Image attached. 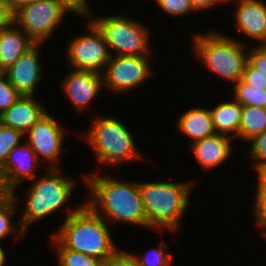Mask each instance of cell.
Returning <instances> with one entry per match:
<instances>
[{"instance_id":"1","label":"cell","mask_w":266,"mask_h":266,"mask_svg":"<svg viewBox=\"0 0 266 266\" xmlns=\"http://www.w3.org/2000/svg\"><path fill=\"white\" fill-rule=\"evenodd\" d=\"M84 179L91 196L85 203L105 221L147 227L139 182H121L96 174L84 176Z\"/></svg>"},{"instance_id":"2","label":"cell","mask_w":266,"mask_h":266,"mask_svg":"<svg viewBox=\"0 0 266 266\" xmlns=\"http://www.w3.org/2000/svg\"><path fill=\"white\" fill-rule=\"evenodd\" d=\"M52 236L66 249L105 260L118 249L105 220L86 203L69 211Z\"/></svg>"},{"instance_id":"3","label":"cell","mask_w":266,"mask_h":266,"mask_svg":"<svg viewBox=\"0 0 266 266\" xmlns=\"http://www.w3.org/2000/svg\"><path fill=\"white\" fill-rule=\"evenodd\" d=\"M191 183L145 182L139 183L147 227L150 229L178 230L189 205ZM163 226V227H162Z\"/></svg>"},{"instance_id":"4","label":"cell","mask_w":266,"mask_h":266,"mask_svg":"<svg viewBox=\"0 0 266 266\" xmlns=\"http://www.w3.org/2000/svg\"><path fill=\"white\" fill-rule=\"evenodd\" d=\"M213 31L195 34L193 37L196 58L206 65V69L222 78L237 83L242 79L248 53L244 43Z\"/></svg>"},{"instance_id":"5","label":"cell","mask_w":266,"mask_h":266,"mask_svg":"<svg viewBox=\"0 0 266 266\" xmlns=\"http://www.w3.org/2000/svg\"><path fill=\"white\" fill-rule=\"evenodd\" d=\"M43 177H36L26 192V205L19 222L25 232L36 220L45 218L65 206L76 185V180L59 174L58 168H49Z\"/></svg>"},{"instance_id":"6","label":"cell","mask_w":266,"mask_h":266,"mask_svg":"<svg viewBox=\"0 0 266 266\" xmlns=\"http://www.w3.org/2000/svg\"><path fill=\"white\" fill-rule=\"evenodd\" d=\"M93 148L95 157L103 165H118L121 161L141 159L135 141L126 126L115 118L99 116L91 129L82 135ZM105 163V164H104Z\"/></svg>"},{"instance_id":"7","label":"cell","mask_w":266,"mask_h":266,"mask_svg":"<svg viewBox=\"0 0 266 266\" xmlns=\"http://www.w3.org/2000/svg\"><path fill=\"white\" fill-rule=\"evenodd\" d=\"M91 21L103 34L108 48L117 50L114 55L148 56L150 31L135 19L114 15Z\"/></svg>"},{"instance_id":"8","label":"cell","mask_w":266,"mask_h":266,"mask_svg":"<svg viewBox=\"0 0 266 266\" xmlns=\"http://www.w3.org/2000/svg\"><path fill=\"white\" fill-rule=\"evenodd\" d=\"M67 12L72 11L58 0H36L19 5L13 12V23L19 25L35 44H43Z\"/></svg>"},{"instance_id":"9","label":"cell","mask_w":266,"mask_h":266,"mask_svg":"<svg viewBox=\"0 0 266 266\" xmlns=\"http://www.w3.org/2000/svg\"><path fill=\"white\" fill-rule=\"evenodd\" d=\"M89 33H84L70 41L67 51L69 66L77 70L102 74L104 66L109 62L112 52L105 42L103 34L91 21L88 23ZM111 53V54H110Z\"/></svg>"},{"instance_id":"10","label":"cell","mask_w":266,"mask_h":266,"mask_svg":"<svg viewBox=\"0 0 266 266\" xmlns=\"http://www.w3.org/2000/svg\"><path fill=\"white\" fill-rule=\"evenodd\" d=\"M104 70V87L115 93L133 90L153 74L148 56L111 55Z\"/></svg>"},{"instance_id":"11","label":"cell","mask_w":266,"mask_h":266,"mask_svg":"<svg viewBox=\"0 0 266 266\" xmlns=\"http://www.w3.org/2000/svg\"><path fill=\"white\" fill-rule=\"evenodd\" d=\"M59 122L46 113L43 115L29 130L26 143L35 152L37 158L42 156L48 160L51 165L49 168H57L54 166L58 161L63 149V140L65 133Z\"/></svg>"},{"instance_id":"12","label":"cell","mask_w":266,"mask_h":266,"mask_svg":"<svg viewBox=\"0 0 266 266\" xmlns=\"http://www.w3.org/2000/svg\"><path fill=\"white\" fill-rule=\"evenodd\" d=\"M38 166V158L31 147L25 145L16 146L8 155V158L0 170V192L15 193V189L25 179L37 177L34 171Z\"/></svg>"},{"instance_id":"13","label":"cell","mask_w":266,"mask_h":266,"mask_svg":"<svg viewBox=\"0 0 266 266\" xmlns=\"http://www.w3.org/2000/svg\"><path fill=\"white\" fill-rule=\"evenodd\" d=\"M39 46L40 44H35L5 70L9 83L21 95L35 96L34 90L42 78Z\"/></svg>"},{"instance_id":"14","label":"cell","mask_w":266,"mask_h":266,"mask_svg":"<svg viewBox=\"0 0 266 266\" xmlns=\"http://www.w3.org/2000/svg\"><path fill=\"white\" fill-rule=\"evenodd\" d=\"M63 91L80 112L91 104L104 86L102 74L74 69L62 81Z\"/></svg>"},{"instance_id":"15","label":"cell","mask_w":266,"mask_h":266,"mask_svg":"<svg viewBox=\"0 0 266 266\" xmlns=\"http://www.w3.org/2000/svg\"><path fill=\"white\" fill-rule=\"evenodd\" d=\"M235 26L242 34L266 45V5L262 0H237Z\"/></svg>"},{"instance_id":"16","label":"cell","mask_w":266,"mask_h":266,"mask_svg":"<svg viewBox=\"0 0 266 266\" xmlns=\"http://www.w3.org/2000/svg\"><path fill=\"white\" fill-rule=\"evenodd\" d=\"M47 113L46 109L33 96L21 95L19 99L0 115V124L16 129L22 134Z\"/></svg>"},{"instance_id":"17","label":"cell","mask_w":266,"mask_h":266,"mask_svg":"<svg viewBox=\"0 0 266 266\" xmlns=\"http://www.w3.org/2000/svg\"><path fill=\"white\" fill-rule=\"evenodd\" d=\"M232 139L227 135L216 133L190 144L196 162L204 170L219 166L232 155Z\"/></svg>"},{"instance_id":"18","label":"cell","mask_w":266,"mask_h":266,"mask_svg":"<svg viewBox=\"0 0 266 266\" xmlns=\"http://www.w3.org/2000/svg\"><path fill=\"white\" fill-rule=\"evenodd\" d=\"M14 23L0 30V65L7 70L21 55L35 43Z\"/></svg>"},{"instance_id":"19","label":"cell","mask_w":266,"mask_h":266,"mask_svg":"<svg viewBox=\"0 0 266 266\" xmlns=\"http://www.w3.org/2000/svg\"><path fill=\"white\" fill-rule=\"evenodd\" d=\"M177 128L192 139V144L216 134L210 110L203 107L192 108L183 113L177 121Z\"/></svg>"},{"instance_id":"20","label":"cell","mask_w":266,"mask_h":266,"mask_svg":"<svg viewBox=\"0 0 266 266\" xmlns=\"http://www.w3.org/2000/svg\"><path fill=\"white\" fill-rule=\"evenodd\" d=\"M212 122L216 133L232 134V138L239 137L242 105L233 99L231 102H223L210 109Z\"/></svg>"},{"instance_id":"21","label":"cell","mask_w":266,"mask_h":266,"mask_svg":"<svg viewBox=\"0 0 266 266\" xmlns=\"http://www.w3.org/2000/svg\"><path fill=\"white\" fill-rule=\"evenodd\" d=\"M266 130V108L242 106L239 138L252 140Z\"/></svg>"},{"instance_id":"22","label":"cell","mask_w":266,"mask_h":266,"mask_svg":"<svg viewBox=\"0 0 266 266\" xmlns=\"http://www.w3.org/2000/svg\"><path fill=\"white\" fill-rule=\"evenodd\" d=\"M18 200L19 199L17 198L16 193L10 194L0 192V240L4 239L5 236H8L9 234H12L14 230H19L17 231L18 234L15 239L20 238V236L24 233L19 221L15 224L11 222V218L16 212L15 204L19 202Z\"/></svg>"},{"instance_id":"23","label":"cell","mask_w":266,"mask_h":266,"mask_svg":"<svg viewBox=\"0 0 266 266\" xmlns=\"http://www.w3.org/2000/svg\"><path fill=\"white\" fill-rule=\"evenodd\" d=\"M234 84V100L242 106L266 108V87H251L242 79Z\"/></svg>"},{"instance_id":"24","label":"cell","mask_w":266,"mask_h":266,"mask_svg":"<svg viewBox=\"0 0 266 266\" xmlns=\"http://www.w3.org/2000/svg\"><path fill=\"white\" fill-rule=\"evenodd\" d=\"M51 237L55 247H57L58 266H103V260L66 249L53 236Z\"/></svg>"},{"instance_id":"25","label":"cell","mask_w":266,"mask_h":266,"mask_svg":"<svg viewBox=\"0 0 266 266\" xmlns=\"http://www.w3.org/2000/svg\"><path fill=\"white\" fill-rule=\"evenodd\" d=\"M24 136L20 131L0 125V170L3 168L9 153L20 145Z\"/></svg>"},{"instance_id":"26","label":"cell","mask_w":266,"mask_h":266,"mask_svg":"<svg viewBox=\"0 0 266 266\" xmlns=\"http://www.w3.org/2000/svg\"><path fill=\"white\" fill-rule=\"evenodd\" d=\"M257 190L254 201V215L256 216L258 226L263 228L262 233L266 238V178L263 175L258 176Z\"/></svg>"},{"instance_id":"27","label":"cell","mask_w":266,"mask_h":266,"mask_svg":"<svg viewBox=\"0 0 266 266\" xmlns=\"http://www.w3.org/2000/svg\"><path fill=\"white\" fill-rule=\"evenodd\" d=\"M164 244V241H162L161 245L159 244L160 248L150 249L149 253H143L138 256L134 254L137 266H168L171 264L172 256L166 252L165 248L167 247Z\"/></svg>"},{"instance_id":"28","label":"cell","mask_w":266,"mask_h":266,"mask_svg":"<svg viewBox=\"0 0 266 266\" xmlns=\"http://www.w3.org/2000/svg\"><path fill=\"white\" fill-rule=\"evenodd\" d=\"M252 147L250 148L251 158L256 159L255 170L258 175H262L266 171V130L256 135L252 140Z\"/></svg>"},{"instance_id":"29","label":"cell","mask_w":266,"mask_h":266,"mask_svg":"<svg viewBox=\"0 0 266 266\" xmlns=\"http://www.w3.org/2000/svg\"><path fill=\"white\" fill-rule=\"evenodd\" d=\"M21 94L9 83L7 76L0 78V115L12 106Z\"/></svg>"},{"instance_id":"30","label":"cell","mask_w":266,"mask_h":266,"mask_svg":"<svg viewBox=\"0 0 266 266\" xmlns=\"http://www.w3.org/2000/svg\"><path fill=\"white\" fill-rule=\"evenodd\" d=\"M158 6L171 16L186 15L194 8L189 0H157Z\"/></svg>"},{"instance_id":"31","label":"cell","mask_w":266,"mask_h":266,"mask_svg":"<svg viewBox=\"0 0 266 266\" xmlns=\"http://www.w3.org/2000/svg\"><path fill=\"white\" fill-rule=\"evenodd\" d=\"M103 266H137V263L134 253L120 251L118 249L114 254L103 260Z\"/></svg>"},{"instance_id":"32","label":"cell","mask_w":266,"mask_h":266,"mask_svg":"<svg viewBox=\"0 0 266 266\" xmlns=\"http://www.w3.org/2000/svg\"><path fill=\"white\" fill-rule=\"evenodd\" d=\"M242 80L251 87H266V75L255 69L248 61L244 67Z\"/></svg>"},{"instance_id":"33","label":"cell","mask_w":266,"mask_h":266,"mask_svg":"<svg viewBox=\"0 0 266 266\" xmlns=\"http://www.w3.org/2000/svg\"><path fill=\"white\" fill-rule=\"evenodd\" d=\"M248 62L266 75V45H258L248 51Z\"/></svg>"},{"instance_id":"34","label":"cell","mask_w":266,"mask_h":266,"mask_svg":"<svg viewBox=\"0 0 266 266\" xmlns=\"http://www.w3.org/2000/svg\"><path fill=\"white\" fill-rule=\"evenodd\" d=\"M60 2H62L68 9H70L73 13H79L82 14V16L84 15L85 17L87 16V18H91L92 14L90 12L89 9V3L88 0H58Z\"/></svg>"},{"instance_id":"35","label":"cell","mask_w":266,"mask_h":266,"mask_svg":"<svg viewBox=\"0 0 266 266\" xmlns=\"http://www.w3.org/2000/svg\"><path fill=\"white\" fill-rule=\"evenodd\" d=\"M13 8L9 0H0V30L13 23Z\"/></svg>"},{"instance_id":"36","label":"cell","mask_w":266,"mask_h":266,"mask_svg":"<svg viewBox=\"0 0 266 266\" xmlns=\"http://www.w3.org/2000/svg\"><path fill=\"white\" fill-rule=\"evenodd\" d=\"M194 10H204L218 4V0H189Z\"/></svg>"},{"instance_id":"37","label":"cell","mask_w":266,"mask_h":266,"mask_svg":"<svg viewBox=\"0 0 266 266\" xmlns=\"http://www.w3.org/2000/svg\"><path fill=\"white\" fill-rule=\"evenodd\" d=\"M32 1H36V0H9V2L11 3V6L13 8V11L19 6V5H23L25 3L28 2H32Z\"/></svg>"},{"instance_id":"38","label":"cell","mask_w":266,"mask_h":266,"mask_svg":"<svg viewBox=\"0 0 266 266\" xmlns=\"http://www.w3.org/2000/svg\"><path fill=\"white\" fill-rule=\"evenodd\" d=\"M5 250L0 246V266H4L5 264V259H6V254L4 252Z\"/></svg>"},{"instance_id":"39","label":"cell","mask_w":266,"mask_h":266,"mask_svg":"<svg viewBox=\"0 0 266 266\" xmlns=\"http://www.w3.org/2000/svg\"><path fill=\"white\" fill-rule=\"evenodd\" d=\"M5 76V69L0 65V78Z\"/></svg>"},{"instance_id":"40","label":"cell","mask_w":266,"mask_h":266,"mask_svg":"<svg viewBox=\"0 0 266 266\" xmlns=\"http://www.w3.org/2000/svg\"><path fill=\"white\" fill-rule=\"evenodd\" d=\"M226 1H231V0H218V2H226Z\"/></svg>"},{"instance_id":"41","label":"cell","mask_w":266,"mask_h":266,"mask_svg":"<svg viewBox=\"0 0 266 266\" xmlns=\"http://www.w3.org/2000/svg\"><path fill=\"white\" fill-rule=\"evenodd\" d=\"M262 175L266 178V171Z\"/></svg>"}]
</instances>
